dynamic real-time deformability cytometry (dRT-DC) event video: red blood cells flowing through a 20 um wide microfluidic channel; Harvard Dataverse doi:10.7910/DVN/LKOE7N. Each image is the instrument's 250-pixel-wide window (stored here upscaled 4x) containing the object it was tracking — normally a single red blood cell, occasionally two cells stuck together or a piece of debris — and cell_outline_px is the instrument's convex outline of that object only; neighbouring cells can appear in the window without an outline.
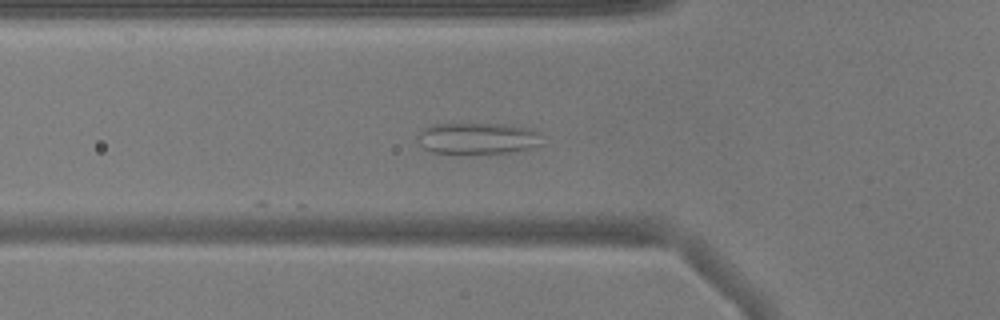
{"species": "common noctule bat (a hibernating species)", "species_latin": "Nyctalus noctula", "temperature_condition": "warm", "stored_images_in_passage": 12, "camera_frame_rate_fps": 3000, "um_per_image_px": 0.085, "animal": {"sex": "male", "body_mass_g": 17.9}, "frame": {"image": 1, "passage_image": 4, "time_ms": 1.0, "image_size_px": [1000, 320], "cell_outline_px": [[544, 144], [532, 148], [508, 152], [432, 152], [424, 148], [420, 144], [420, 132], [424, 128], [432, 124], [508, 124], [532, 128], [540, 132]], "centroid_in_image_um": [40.71, 11.73], "position_along_channel_um": 85.1, "area_um2": 22.54}}